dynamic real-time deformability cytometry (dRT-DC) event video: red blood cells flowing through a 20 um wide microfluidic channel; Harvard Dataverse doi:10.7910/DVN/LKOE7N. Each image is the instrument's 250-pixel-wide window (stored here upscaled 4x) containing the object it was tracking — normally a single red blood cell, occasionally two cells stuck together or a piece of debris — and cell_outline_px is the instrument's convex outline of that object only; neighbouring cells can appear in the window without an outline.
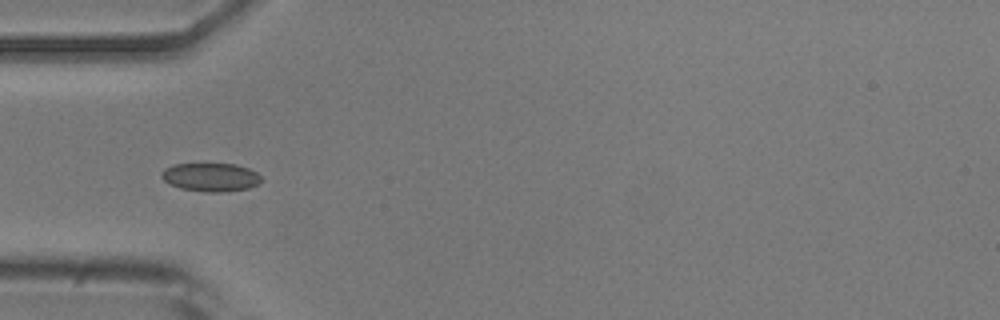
{"species": "common noctule bat (a hibernating species)", "species_latin": "Nyctalus noctula", "temperature_condition": "room temperature", "stored_images_in_passage": 8, "camera_frame_rate_fps": 3000, "um_per_image_px": 0.085, "animal": {"sex": "male", "body_mass_g": 20.5, "forearm_length_mm": 52.5}, "frame": {"image": 1, "passage_image": 3, "time_ms": 0.667, "image_size_px": [1000, 320], "cell_outline_px": [[264, 180], [260, 184], [248, 188], [220, 192], [204, 192], [180, 188], [168, 184], [160, 176], [160, 172], [164, 168], [176, 164], [236, 164], [248, 168], [256, 172]], "centroid_in_image_um": [17.91, 15.06], "position_along_channel_um": 67.1, "area_um2": 16.7}}
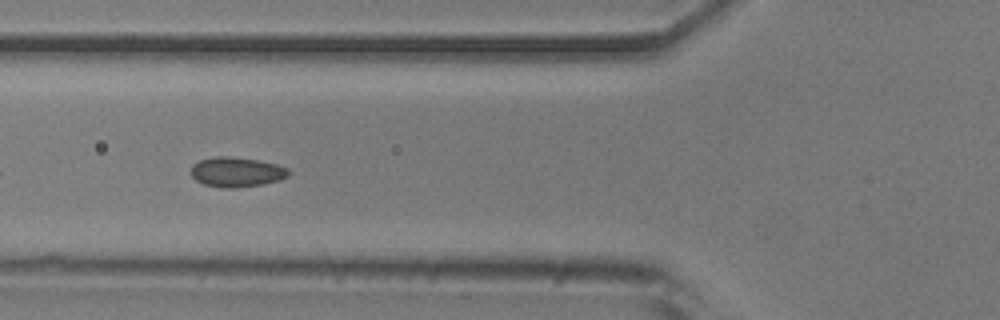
{"frame": {"image": 2, "passage_image": 6, "time_ms": 1.667, "image_size_px": [1000, 320], "cell_outline_px": [[288, 176], [280, 180], [260, 184], [236, 188], [220, 188], [204, 184], [196, 180], [192, 176], [192, 164], [200, 160], [216, 156], [228, 156], [260, 160], [276, 164], [288, 168]], "centroid_in_image_um": [20.1, 14.62], "position_along_channel_um": 105.7, "area_um2": 16.94}}